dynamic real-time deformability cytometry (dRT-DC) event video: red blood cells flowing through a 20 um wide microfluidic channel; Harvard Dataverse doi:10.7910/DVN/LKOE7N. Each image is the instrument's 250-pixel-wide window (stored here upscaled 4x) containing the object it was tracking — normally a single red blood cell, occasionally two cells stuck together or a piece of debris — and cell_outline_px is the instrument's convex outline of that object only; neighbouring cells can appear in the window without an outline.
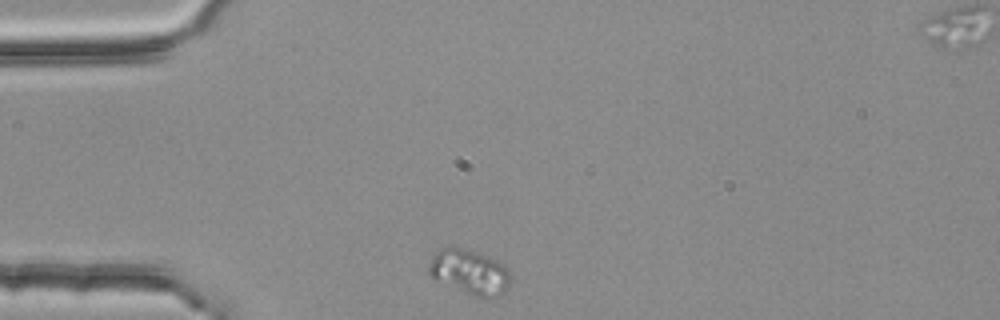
{"species": "common noctule bat (a hibernating species)", "species_latin": "Nyctalus noctula", "temperature_condition": "room temperature", "stored_images_in_passage": 33, "camera_frame_rate_fps": 3000, "um_per_image_px": 0.085, "animal": {"sex": "female", "body_mass_g": 25.1}, "frame": {"image": 1, "passage_image": 1, "time_ms": 0.0, "image_size_px": [1000, 320], "cell_outline_px": [[512, 280], [508, 288], [500, 296], [488, 300], [484, 300], [468, 296], [432, 276], [428, 272], [428, 264], [440, 248], [448, 244], [464, 248], [500, 260], [508, 268]], "centroid_in_image_um": [39.98, 23.15], "position_along_channel_um": 45.0, "area_um2": 22.25}}
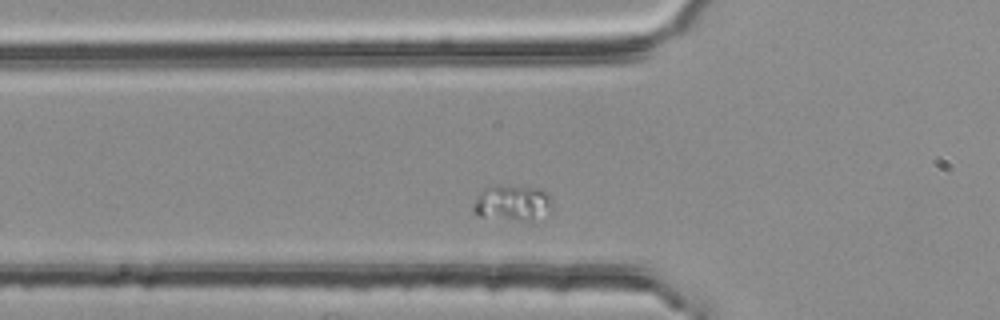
{"frame": {"image": 2, "passage_image": 6, "time_ms": 1.667, "image_size_px": [1000, 320], "cell_outline_px": [[552, 208], [532, 220], [516, 220], [480, 216], [472, 212], [472, 208], [480, 192], [484, 188], [496, 184], [544, 188], [552, 204]], "centroid_in_image_um": [43.52, 17.21], "position_along_channel_um": 82.3, "area_um2": 16.42}}